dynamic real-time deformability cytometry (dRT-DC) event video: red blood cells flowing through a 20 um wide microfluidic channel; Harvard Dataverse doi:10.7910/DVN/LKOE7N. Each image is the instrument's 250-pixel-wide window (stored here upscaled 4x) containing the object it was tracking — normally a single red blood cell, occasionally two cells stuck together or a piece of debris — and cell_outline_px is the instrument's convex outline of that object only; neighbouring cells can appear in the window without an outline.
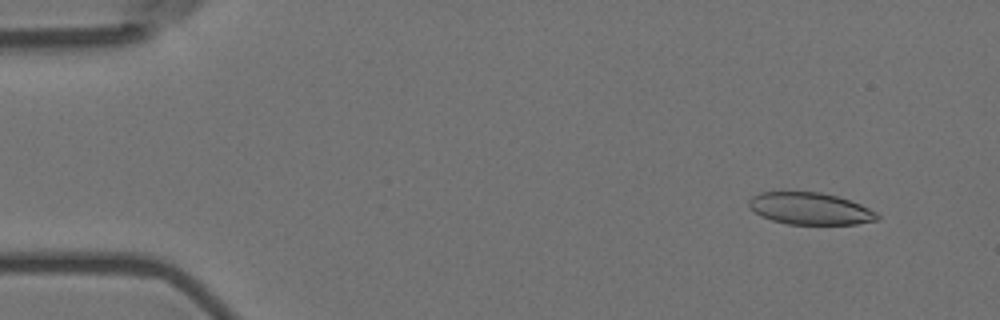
{"species": "Egyptian fruit bat (a non-hibernating species)", "species_latin": "Rousettus aegyptiacus", "temperature_condition": "room temperature", "stored_images_in_passage": 53, "camera_frame_rate_fps": 3000, "um_per_image_px": 0.085, "animal": {"sex": "female"}, "frame": {"image": 1, "passage_image": 2, "time_ms": 0.333, "image_size_px": [1000, 320], "cell_outline_px": [[880, 220], [856, 224], [788, 224], [772, 220], [760, 216], [748, 204], [748, 200], [752, 196], [760, 192], [820, 192], [836, 196], [860, 204], [876, 212], [880, 216]], "centroid_in_image_um": [68.87, 17.74], "position_along_channel_um": 16.1, "area_um2": 23.81}}
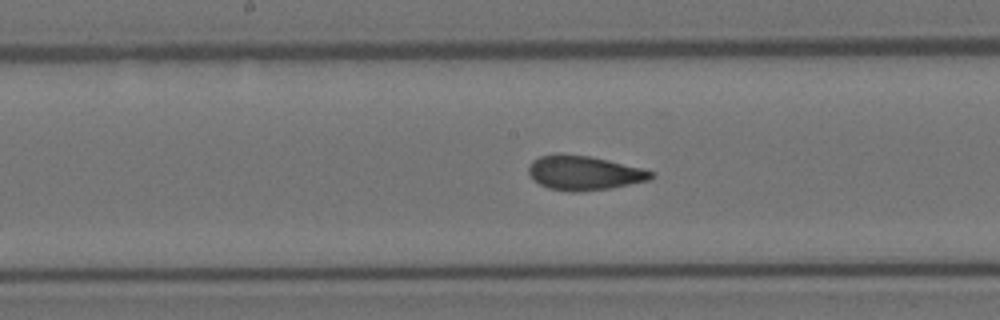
{"frame": {"image": 2, "passage_image": 26, "time_ms": 8.333, "image_size_px": [1000, 320], "cell_outline_px": [[656, 176], [648, 180], [612, 188], [576, 192], [572, 192], [548, 188], [532, 180], [528, 172], [528, 168], [532, 160], [540, 156], [588, 156], [608, 160], [644, 168], [656, 172]], "centroid_in_image_um": [49.7, 14.73], "position_along_channel_um": 198.5, "area_um2": 24.22}}
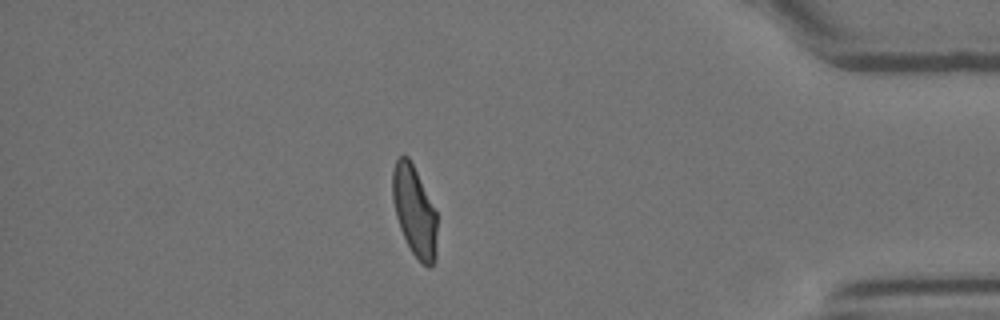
{"frame": {"image": 3, "passage_image": 46, "time_ms": 15.0, "image_size_px": [1000, 320], "cell_outline_px": [[436, 260], [428, 268], [412, 252], [400, 228], [396, 216], [392, 196], [392, 172], [396, 160], [400, 156], [408, 156], [436, 212]], "centroid_in_image_um": [35.21, 17.95], "position_along_channel_um": 400.0, "area_um2": 22.89}, "authors_computed_cell_mechanics": {"area_um2": 24.3916, "velocity_mm_per_s": 3.5968, "shape_relaxation_time_tau1_ms": 11.0758, "shape_relaxation_time_tau2_ms": 1.2414, "deformation_change_tau1": 0.218, "deformation_change_tau2": 0.0725}}